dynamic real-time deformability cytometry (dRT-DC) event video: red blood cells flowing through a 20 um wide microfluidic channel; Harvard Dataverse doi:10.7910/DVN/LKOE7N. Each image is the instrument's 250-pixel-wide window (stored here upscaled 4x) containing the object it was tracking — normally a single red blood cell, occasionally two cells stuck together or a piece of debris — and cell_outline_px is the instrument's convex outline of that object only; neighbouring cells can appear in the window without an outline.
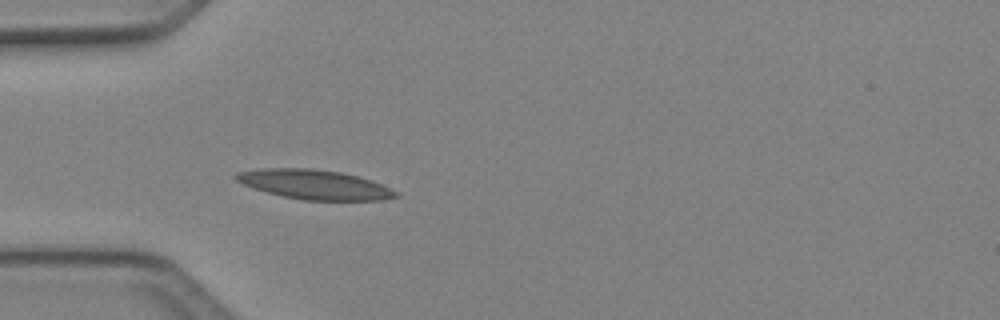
{"species": "Egyptian fruit bat (a non-hibernating species)", "species_latin": "Rousettus aegyptiacus", "temperature_condition": "cold", "stored_images_in_passage": 5, "camera_frame_rate_fps": 3000, "um_per_image_px": 0.085, "animal": {"sex": "female"}, "frame": {"image": 1, "passage_image": 5, "time_ms": 1.333, "image_size_px": [1000, 320], "cell_outline_px": [[400, 196], [384, 200], [300, 200], [280, 196], [252, 188], [236, 180], [232, 176], [236, 172], [264, 168], [312, 168], [340, 172], [372, 180], [396, 192]], "centroid_in_image_um": [26.68, 15.69], "position_along_channel_um": 58.3, "area_um2": 27.51}}